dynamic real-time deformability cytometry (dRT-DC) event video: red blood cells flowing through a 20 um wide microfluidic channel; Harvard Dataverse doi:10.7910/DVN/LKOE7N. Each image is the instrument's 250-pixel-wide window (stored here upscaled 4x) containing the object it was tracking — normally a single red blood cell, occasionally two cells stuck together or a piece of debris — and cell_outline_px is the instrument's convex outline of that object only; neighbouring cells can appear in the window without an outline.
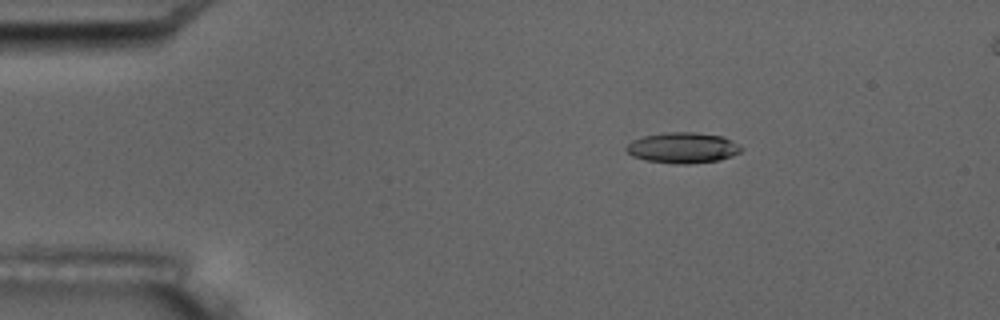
{"species": "common noctule bat (a hibernating species)", "species_latin": "Nyctalus noctula", "temperature_condition": "room temperature", "stored_images_in_passage": 5, "camera_frame_rate_fps": 3000, "um_per_image_px": 0.085, "animal": {"sex": "male", "body_mass_g": 17.5, "forearm_length_mm": 52.3}, "frame": {"image": 1, "passage_image": 3, "time_ms": 2.333, "image_size_px": [1000, 320], "cell_outline_px": [[744, 148], [740, 152], [732, 156], [720, 160], [688, 164], [676, 164], [644, 160], [632, 156], [624, 148], [632, 140], [644, 136], [668, 132], [696, 132], [724, 136], [732, 140]], "centroid_in_image_um": [58.05, 12.56], "position_along_channel_um": 26.9, "area_um2": 20.75}}